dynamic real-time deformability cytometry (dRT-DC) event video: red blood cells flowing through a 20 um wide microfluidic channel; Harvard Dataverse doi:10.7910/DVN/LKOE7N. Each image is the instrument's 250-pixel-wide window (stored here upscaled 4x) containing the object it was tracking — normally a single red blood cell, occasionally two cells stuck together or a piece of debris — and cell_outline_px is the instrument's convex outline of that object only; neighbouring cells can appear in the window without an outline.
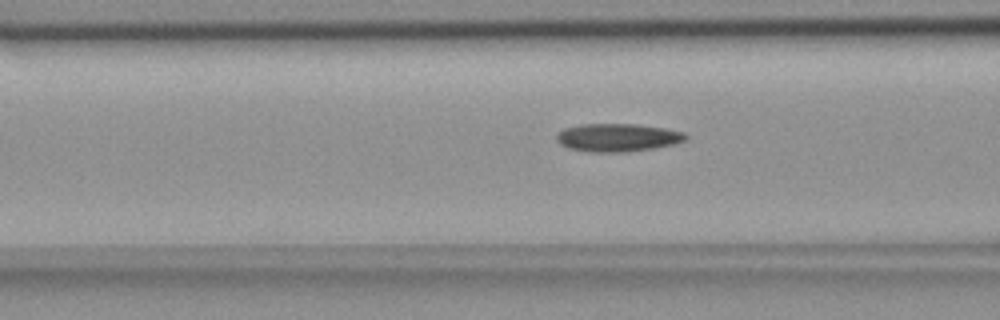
{"species": "common noctule bat (a hibernating species)", "species_latin": "Nyctalus noctula", "temperature_condition": "room temperature", "stored_images_in_passage": 43, "camera_frame_rate_fps": 3000, "um_per_image_px": 0.085, "animal": {"sex": "female", "body_mass_g": 18.4}, "frame": {"image": 1, "passage_image": 9, "time_ms": 2.667, "image_size_px": [1000, 320], "cell_outline_px": [[688, 136], [684, 140], [672, 144], [652, 148], [624, 152], [592, 152], [568, 148], [560, 144], [556, 140], [556, 136], [564, 128], [580, 124], [636, 124], [664, 128], [684, 132]], "centroid_in_image_um": [52.46, 11.68], "position_along_channel_um": 114.1, "area_um2": 20.92}}
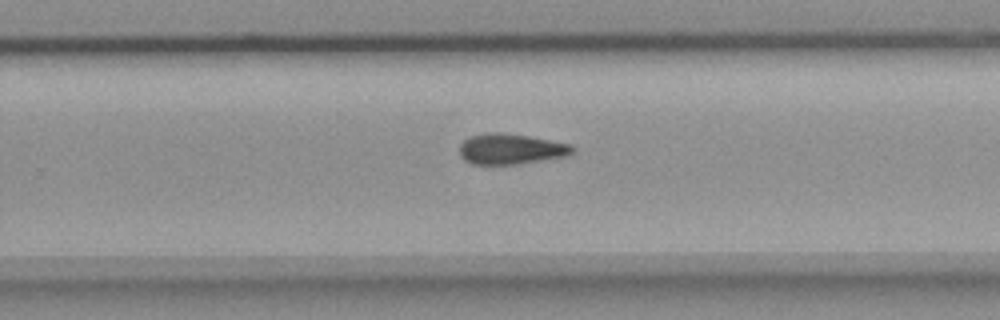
{"frame": {"image": 2, "passage_image": 23, "time_ms": 7.333, "image_size_px": [1000, 320], "cell_outline_px": [[576, 148], [572, 152], [564, 156], [512, 164], [472, 164], [464, 160], [460, 156], [460, 144], [464, 140], [472, 136], [484, 132], [500, 132], [528, 136], [572, 144]], "centroid_in_image_um": [43.38, 12.65], "position_along_channel_um": 286.4, "area_um2": 19.88}}
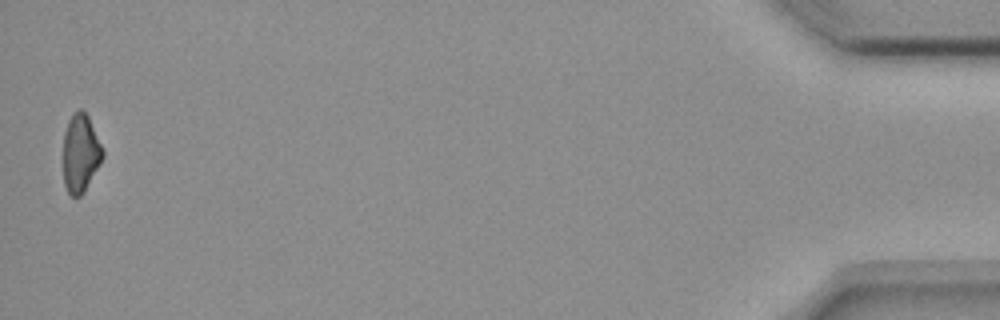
{"frame": {"image": 3, "passage_image": 42, "time_ms": 13.667, "image_size_px": [1000, 320], "cell_outline_px": [[104, 156], [100, 164], [84, 192], [80, 196], [72, 196], [68, 192], [64, 184], [64, 132], [68, 120], [72, 112], [80, 108], [88, 116], [104, 152]], "centroid_in_image_um": [6.84, 13.01], "position_along_channel_um": 428.4, "area_um2": 17.86}}